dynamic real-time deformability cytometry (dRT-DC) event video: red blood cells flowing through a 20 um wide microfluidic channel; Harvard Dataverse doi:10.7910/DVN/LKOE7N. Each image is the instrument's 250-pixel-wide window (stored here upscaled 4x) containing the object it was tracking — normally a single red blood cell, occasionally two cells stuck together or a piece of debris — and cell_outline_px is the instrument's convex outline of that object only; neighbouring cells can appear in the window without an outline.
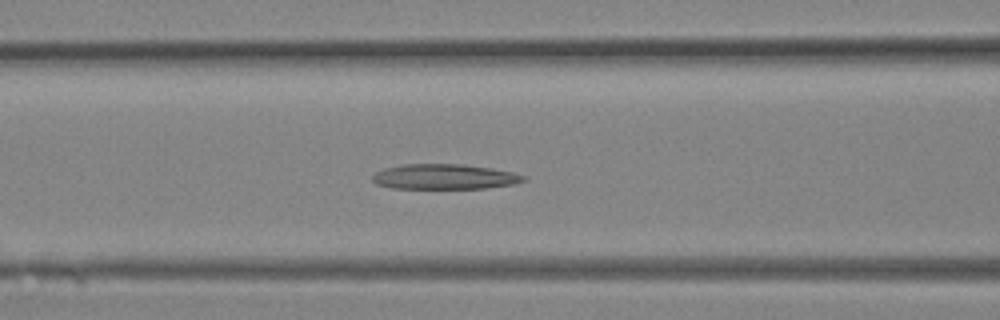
{"species": "Egyptian fruit bat (a non-hibernating species)", "species_latin": "Rousettus aegyptiacus", "temperature_condition": "room temperature", "stored_images_in_passage": 23, "camera_frame_rate_fps": 3000, "um_per_image_px": 0.085, "animal": {"sex": "female"}, "frame": {"image": 1, "passage_image": 6, "time_ms": 1.667, "image_size_px": [1000, 320], "cell_outline_px": [[528, 180], [516, 184], [488, 188], [392, 188], [376, 184], [372, 180], [372, 176], [376, 172], [384, 168], [404, 164], [460, 164], [492, 168], [512, 172], [524, 176]], "centroid_in_image_um": [37.8, 15.02], "position_along_channel_um": 128.8, "area_um2": 22.2}}
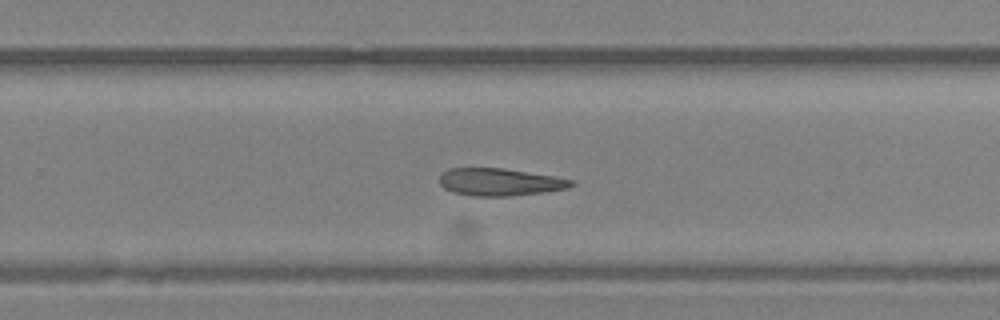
{"frame": {"image": 2, "passage_image": 13, "time_ms": 4.0, "image_size_px": [1000, 320], "cell_outline_px": [[576, 184], [568, 188], [544, 192], [508, 196], [472, 196], [452, 192], [444, 188], [440, 184], [440, 172], [448, 168], [504, 168], [556, 176], [572, 180]], "centroid_in_image_um": [42.47, 15.46], "position_along_channel_um": 287.3, "area_um2": 21.27}}
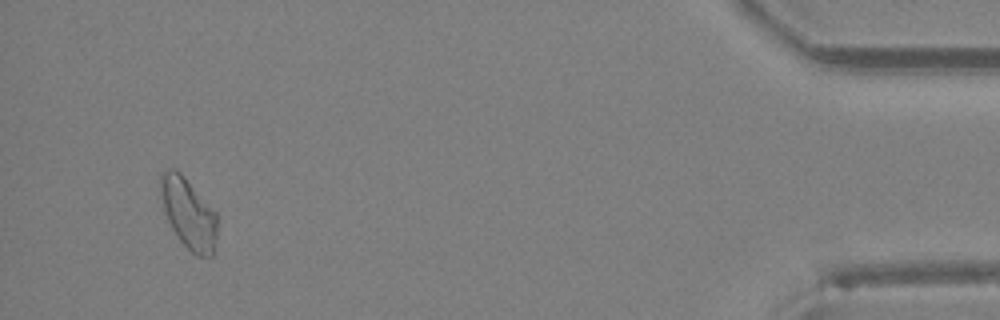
{"frame": {"image": 3, "passage_image": 22, "time_ms": 7.0, "image_size_px": [1000, 320], "cell_outline_px": [[216, 240], [212, 256], [196, 256], [180, 240], [172, 228], [164, 212], [160, 192], [160, 172], [168, 168], [172, 168], [180, 172], [184, 176], [216, 212]], "centroid_in_image_um": [16.0, 18.11], "position_along_channel_um": 419.2, "area_um2": 23.12}}